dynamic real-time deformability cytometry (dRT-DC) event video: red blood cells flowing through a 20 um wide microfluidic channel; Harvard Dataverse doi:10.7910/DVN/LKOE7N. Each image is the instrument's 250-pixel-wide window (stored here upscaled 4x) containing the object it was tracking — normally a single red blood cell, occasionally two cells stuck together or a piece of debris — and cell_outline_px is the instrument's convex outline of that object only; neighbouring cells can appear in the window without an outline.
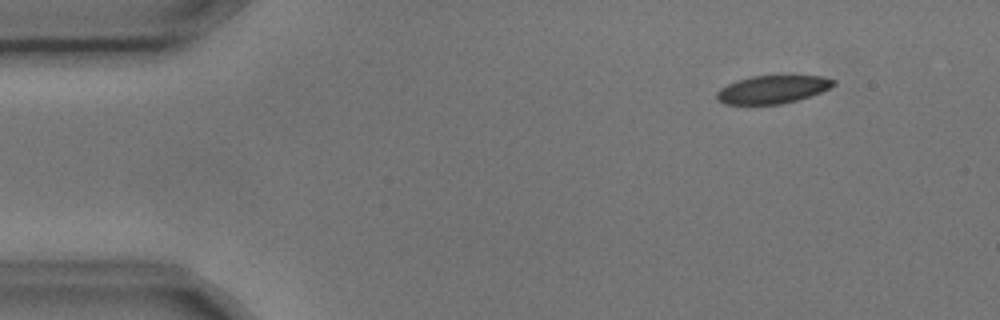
{"species": "common noctule bat (a hibernating species)", "species_latin": "Nyctalus noctula", "temperature_condition": "cold", "stored_images_in_passage": 6, "camera_frame_rate_fps": 3000, "um_per_image_px": 0.085, "animal": {"sex": "male", "body_mass_g": 17.9, "forearm_length_mm": 54.2}, "frame": {"image": 1, "passage_image": 2, "time_ms": 0.333, "image_size_px": [1000, 320], "cell_outline_px": [[836, 84], [820, 92], [796, 100], [780, 104], [724, 104], [716, 100], [716, 92], [720, 88], [736, 80], [752, 76], [820, 76], [836, 80]], "centroid_in_image_um": [65.61, 7.6], "position_along_channel_um": 19.4, "area_um2": 18.9}}
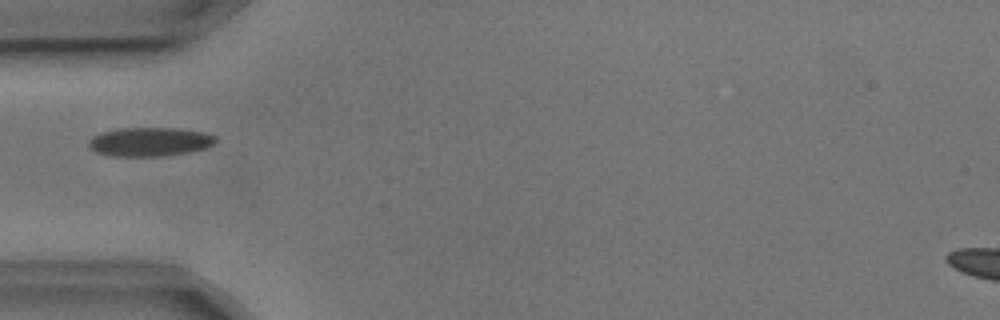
{"frame": {"image": 2, "passage_image": 5, "time_ms": 1.333, "image_size_px": [1000, 320], "cell_outline_px": [[216, 140], [212, 144], [204, 148], [188, 152], [164, 156], [108, 156], [96, 152], [88, 144], [88, 140], [92, 136], [100, 132], [120, 128], [176, 128], [204, 132], [216, 136]], "centroid_in_image_um": [12.69, 12.05], "position_along_channel_um": 72.3, "area_um2": 21.39}}